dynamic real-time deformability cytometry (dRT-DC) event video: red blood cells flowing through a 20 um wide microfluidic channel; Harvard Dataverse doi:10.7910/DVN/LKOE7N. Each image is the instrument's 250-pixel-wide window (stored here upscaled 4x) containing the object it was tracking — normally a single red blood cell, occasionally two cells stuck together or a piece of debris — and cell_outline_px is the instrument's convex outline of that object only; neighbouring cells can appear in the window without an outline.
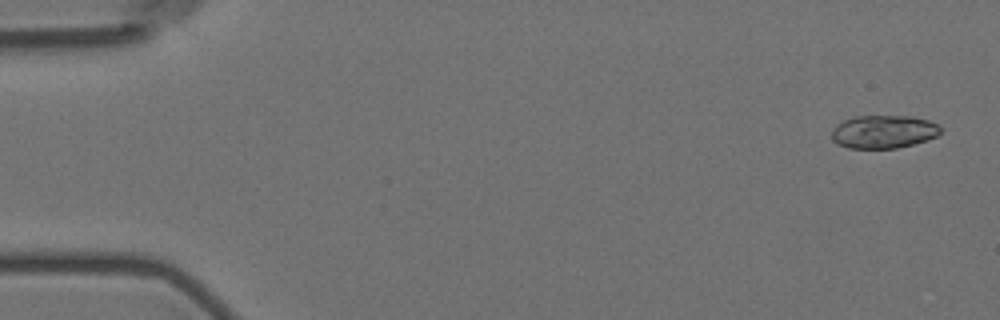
{"species": "Egyptian fruit bat (a non-hibernating species)", "species_latin": "Rousettus aegyptiacus", "temperature_condition": "room temperature", "stored_images_in_passage": 8, "camera_frame_rate_fps": 3000, "um_per_image_px": 0.085, "animal": {"sex": "female"}, "frame": {"image": 1, "passage_image": 1, "time_ms": 0.0, "image_size_px": [1000, 320], "cell_outline_px": [[940, 132], [936, 136], [928, 140], [896, 148], [848, 148], [836, 144], [832, 140], [832, 128], [836, 124], [844, 120], [856, 116], [912, 116], [928, 120], [936, 124], [940, 128]], "centroid_in_image_um": [75.06, 11.2], "position_along_channel_um": 9.9, "area_um2": 21.04}}
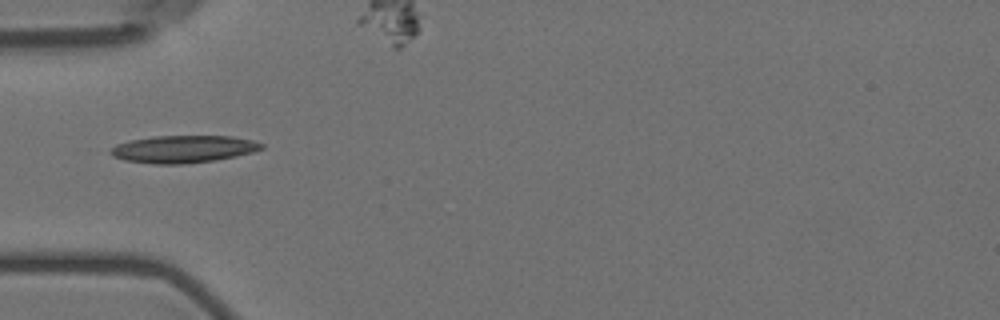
{"frame": {"image": 2, "passage_image": 5, "time_ms": 5.333, "image_size_px": [1000, 320], "cell_outline_px": [[264, 148], [252, 152], [236, 156], [216, 160], [184, 164], [156, 164], [124, 160], [112, 156], [108, 152], [116, 144], [132, 140], [152, 136], [232, 136], [252, 140], [264, 144]], "centroid_in_image_um": [15.58, 12.67], "position_along_channel_um": 69.4, "area_um2": 24.1}}
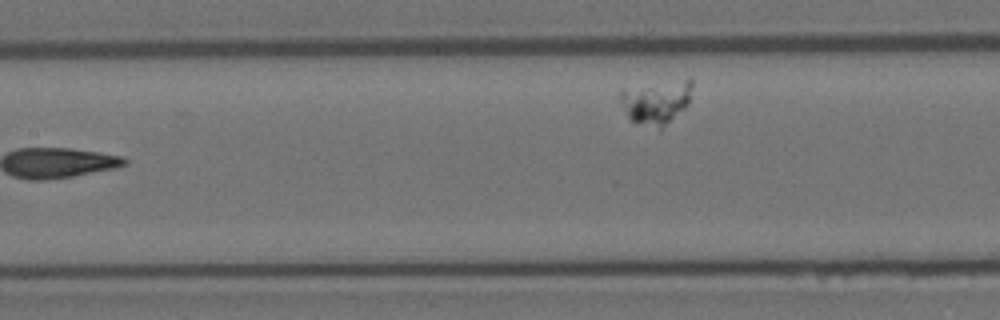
{"frame": {"image": 3, "passage_image": 8, "time_ms": 9.0, "image_size_px": [1000, 320], "cell_outline_px": [[692, 84], [688, 104], [660, 132], [632, 120], [628, 116], [620, 100], [620, 92], [624, 88], [688, 76], [692, 76]], "centroid_in_image_um": [55.83, 8.63], "position_along_channel_um": 151.6, "area_um2": 19.02}}